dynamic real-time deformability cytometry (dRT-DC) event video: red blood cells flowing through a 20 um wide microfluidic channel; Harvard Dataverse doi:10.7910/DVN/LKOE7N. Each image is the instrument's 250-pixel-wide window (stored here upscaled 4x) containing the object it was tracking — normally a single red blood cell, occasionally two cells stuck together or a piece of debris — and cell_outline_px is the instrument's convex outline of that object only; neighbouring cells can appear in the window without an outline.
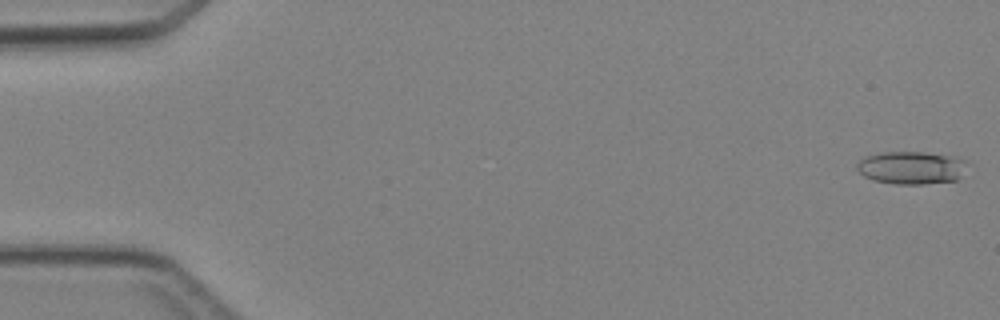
{"species": "Egyptian fruit bat (a non-hibernating species)", "species_latin": "Rousettus aegyptiacus", "temperature_condition": "cold", "stored_images_in_passage": 46, "camera_frame_rate_fps": 3000, "um_per_image_px": 0.085, "animal": {"sex": "female"}, "frame": {"image": 1, "passage_image": 1, "time_ms": 0.0, "image_size_px": [1000, 320], "cell_outline_px": [[968, 160], [960, 176], [956, 180], [924, 184], [896, 184], [872, 180], [864, 176], [856, 168], [856, 164], [860, 160], [868, 156], [884, 152], [924, 152], [956, 156]], "centroid_in_image_um": [77.48, 14.25], "position_along_channel_um": 7.5, "area_um2": 21.1}}
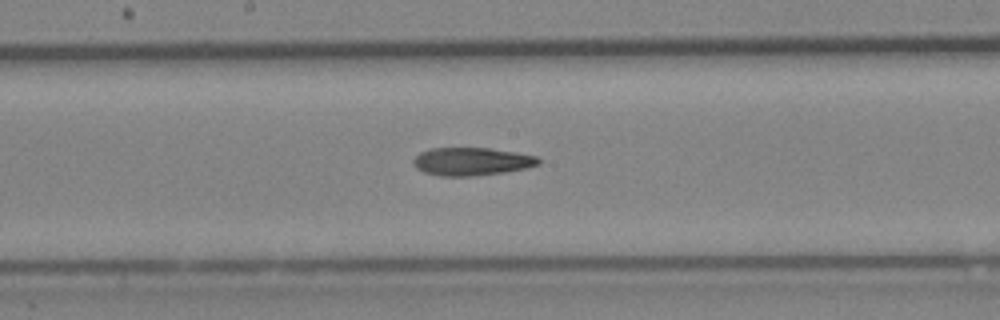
{"frame": {"image": 2, "passage_image": 25, "time_ms": 8.0, "image_size_px": [1000, 320], "cell_outline_px": [[540, 164], [524, 168], [504, 172], [472, 176], [440, 176], [424, 172], [416, 168], [412, 164], [412, 160], [420, 152], [432, 148], [492, 148], [516, 152], [536, 156], [540, 160]], "centroid_in_image_um": [40.06, 13.72], "position_along_channel_um": 208.1, "area_um2": 20.4}}
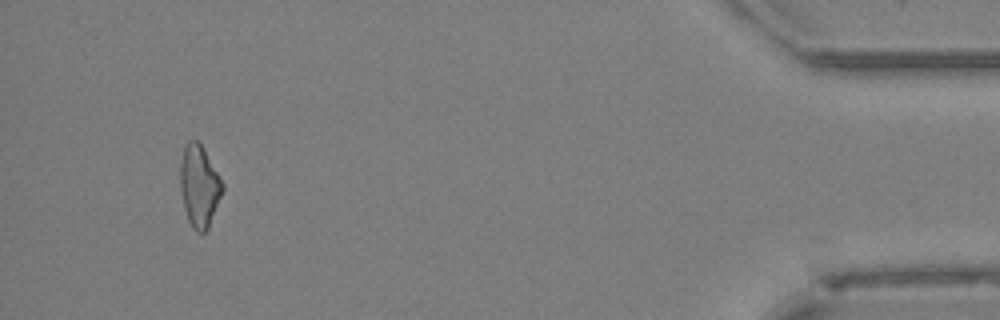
{"frame": {"image": 3, "passage_image": 44, "time_ms": 14.333, "image_size_px": [1000, 320], "cell_outline_px": [[224, 188], [208, 228], [204, 232], [196, 232], [192, 228], [188, 220], [184, 208], [180, 188], [180, 164], [184, 144], [188, 140], [196, 140], [200, 144], [224, 184]], "centroid_in_image_um": [16.92, 15.82], "position_along_channel_um": 418.3, "area_um2": 19.94}}